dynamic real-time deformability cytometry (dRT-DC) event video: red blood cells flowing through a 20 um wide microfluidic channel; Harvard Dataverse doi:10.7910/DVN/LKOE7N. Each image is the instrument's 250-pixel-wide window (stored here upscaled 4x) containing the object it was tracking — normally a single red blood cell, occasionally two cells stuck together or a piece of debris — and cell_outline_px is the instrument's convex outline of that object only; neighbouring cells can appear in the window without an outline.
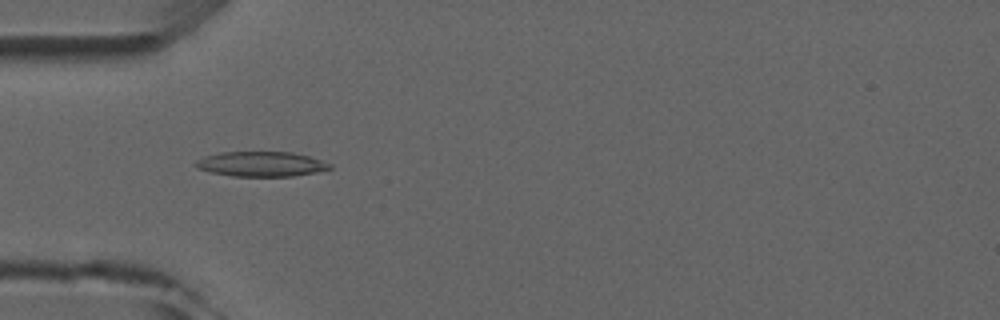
{"species": "common noctule bat (a hibernating species)", "species_latin": "Nyctalus noctula", "temperature_condition": "room temperature", "stored_images_in_passage": 8, "camera_frame_rate_fps": 3000, "um_per_image_px": 0.085, "animal": {"sex": "male", "forearm_length_mm": 52.5}, "frame": {"image": 1, "passage_image": 5, "time_ms": 4.667, "image_size_px": [1000, 320], "cell_outline_px": [[332, 168], [316, 172], [292, 176], [232, 176], [212, 172], [196, 168], [192, 164], [196, 160], [204, 156], [220, 152], [292, 152], [308, 156], [332, 164]], "centroid_in_image_um": [22.16, 13.94], "position_along_channel_um": 62.8, "area_um2": 19.48}}
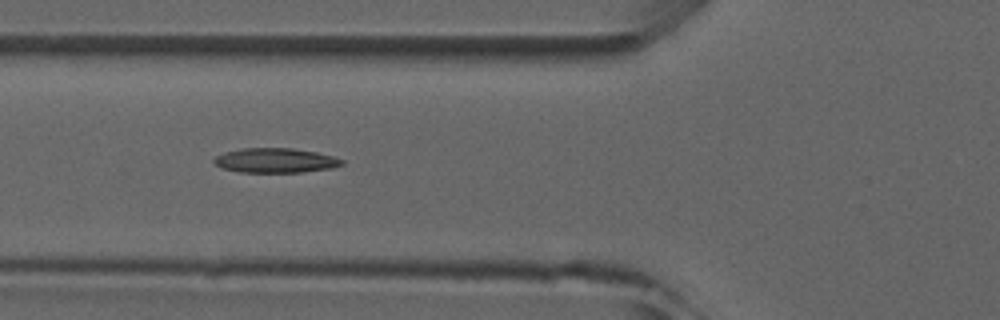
{"frame": {"image": 2, "passage_image": 6, "time_ms": 5.667, "image_size_px": [1000, 320], "cell_outline_px": [[344, 164], [332, 168], [300, 172], [240, 172], [220, 168], [212, 160], [216, 156], [224, 152], [240, 148], [292, 148], [316, 152], [332, 156], [344, 160]], "centroid_in_image_um": [23.38, 13.63], "position_along_channel_um": 102.4, "area_um2": 18.38}}
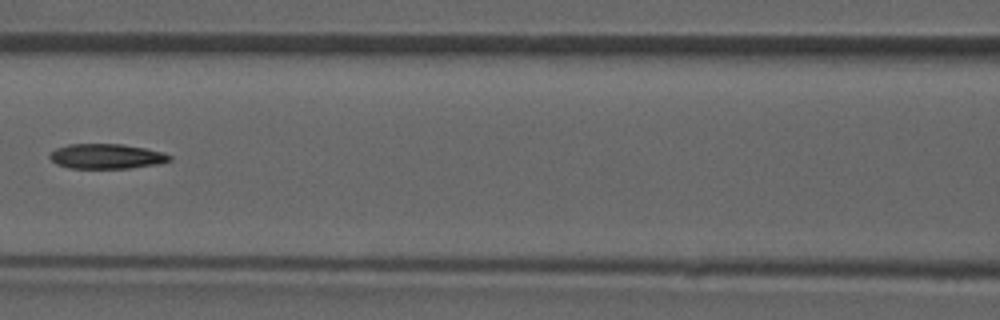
{"frame": {"image": 3, "passage_image": 7, "time_ms": 7.0, "image_size_px": [1000, 320], "cell_outline_px": [[172, 160], [160, 164], [132, 168], [68, 168], [56, 164], [48, 156], [56, 148], [68, 144], [124, 144], [164, 152], [172, 156]], "centroid_in_image_um": [9.08, 13.29], "position_along_channel_um": 157.5, "area_um2": 17.57}}